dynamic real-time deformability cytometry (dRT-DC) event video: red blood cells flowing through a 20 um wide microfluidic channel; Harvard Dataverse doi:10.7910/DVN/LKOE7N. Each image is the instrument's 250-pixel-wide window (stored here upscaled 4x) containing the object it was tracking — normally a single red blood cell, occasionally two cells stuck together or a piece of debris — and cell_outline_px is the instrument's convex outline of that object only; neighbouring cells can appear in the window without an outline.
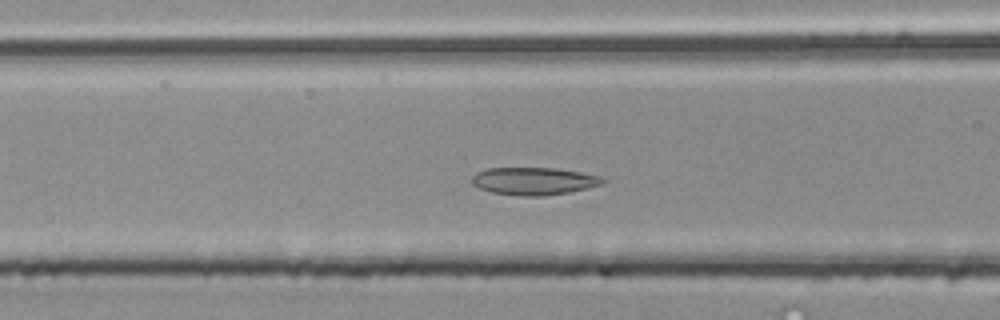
{"species": "common noctule bat (a hibernating species)", "species_latin": "Nyctalus noctula", "temperature_condition": "room temperature", "stored_images_in_passage": 42, "camera_frame_rate_fps": 3000, "um_per_image_px": 0.085, "animal": {"sex": "male", "body_mass_g": 20.4}, "frame": {"image": 1, "passage_image": 14, "time_ms": 4.333, "image_size_px": [1000, 320], "cell_outline_px": [[608, 180], [604, 184], [588, 188], [568, 192], [544, 196], [524, 196], [492, 192], [480, 188], [472, 184], [472, 176], [476, 172], [484, 168], [556, 168], [580, 172], [600, 176]], "centroid_in_image_um": [45.4, 15.38], "position_along_channel_um": 121.2, "area_um2": 21.1}}
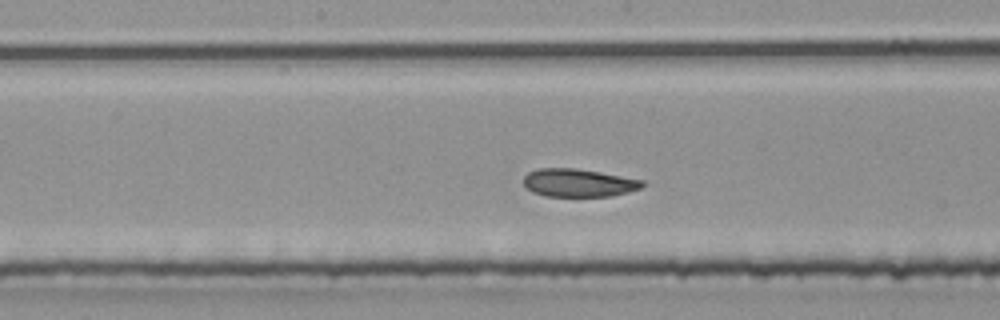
{"frame": {"image": 2, "passage_image": 20, "time_ms": 6.333, "image_size_px": [1000, 320], "cell_outline_px": [[644, 184], [640, 188], [628, 192], [612, 196], [544, 196], [532, 192], [524, 188], [524, 176], [528, 172], [536, 168], [576, 168], [600, 172], [644, 180]], "centroid_in_image_um": [49.13, 15.54], "position_along_channel_um": 199.1, "area_um2": 19.54}}
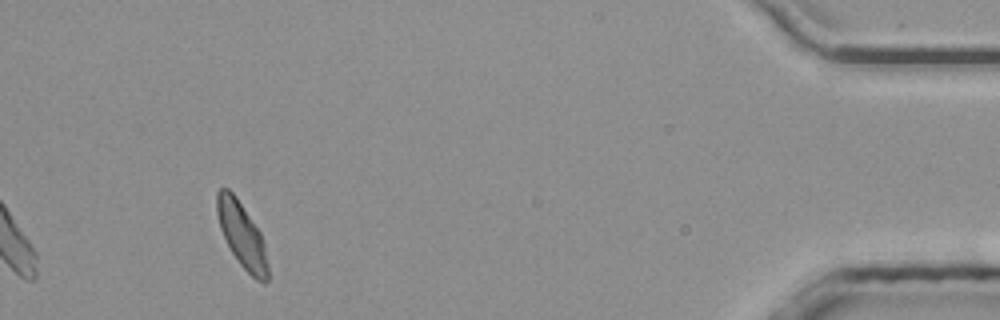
{"frame": {"image": 3, "passage_image": 42, "time_ms": 13.667, "image_size_px": [1000, 320], "cell_outline_px": [[268, 280], [264, 284], [256, 280], [240, 264], [232, 252], [220, 228], [216, 212], [216, 192], [220, 188], [228, 188], [236, 196], [260, 232], [264, 244], [268, 264]], "centroid_in_image_um": [20.56, 19.97], "position_along_channel_um": 414.6, "area_um2": 19.19}, "authors_computed_cell_mechanics": {"area_um2": 20.0277, "velocity_mm_per_s": 3.8982, "shape_relaxation_time_tau1_ms": 2.7022, "shape_relaxation_time_tau2_ms": 3.4532, "deformation_change_tau1": 0.0983, "deformation_change_tau2": 0.0374}}